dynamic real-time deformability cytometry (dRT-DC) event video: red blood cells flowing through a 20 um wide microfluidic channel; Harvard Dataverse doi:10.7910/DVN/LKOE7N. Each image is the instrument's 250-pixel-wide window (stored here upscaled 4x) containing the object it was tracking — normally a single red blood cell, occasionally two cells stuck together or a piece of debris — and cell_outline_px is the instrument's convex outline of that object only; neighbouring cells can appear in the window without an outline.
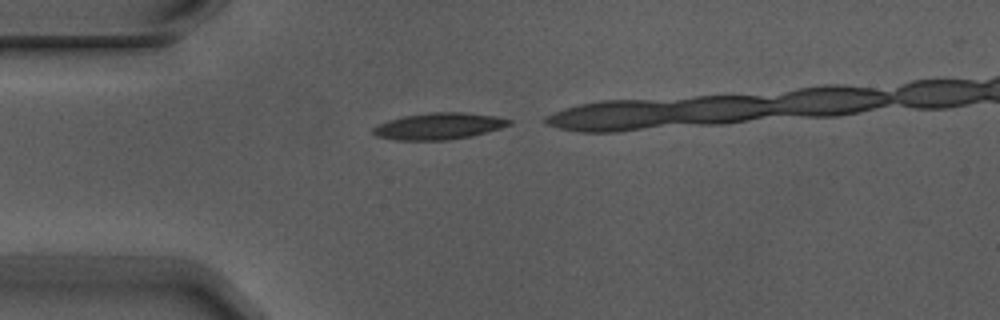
{"species": "Egyptian fruit bat (a non-hibernating species)", "species_latin": "Rousettus aegyptiacus", "temperature_condition": "warm", "stored_images_in_passage": 5, "camera_frame_rate_fps": 3000, "um_per_image_px": 0.085, "animal": {"sex": "male"}, "frame": {"image": 1, "passage_image": 1, "time_ms": 0.0, "image_size_px": [1000, 320], "cell_outline_px": [[512, 124], [500, 128], [472, 136], [448, 140], [396, 140], [376, 136], [372, 132], [372, 128], [388, 120], [404, 116], [432, 112], [464, 112], [496, 116], [512, 120]], "centroid_in_image_um": [37.31, 10.72], "position_along_channel_um": 47.7, "area_um2": 21.04}}